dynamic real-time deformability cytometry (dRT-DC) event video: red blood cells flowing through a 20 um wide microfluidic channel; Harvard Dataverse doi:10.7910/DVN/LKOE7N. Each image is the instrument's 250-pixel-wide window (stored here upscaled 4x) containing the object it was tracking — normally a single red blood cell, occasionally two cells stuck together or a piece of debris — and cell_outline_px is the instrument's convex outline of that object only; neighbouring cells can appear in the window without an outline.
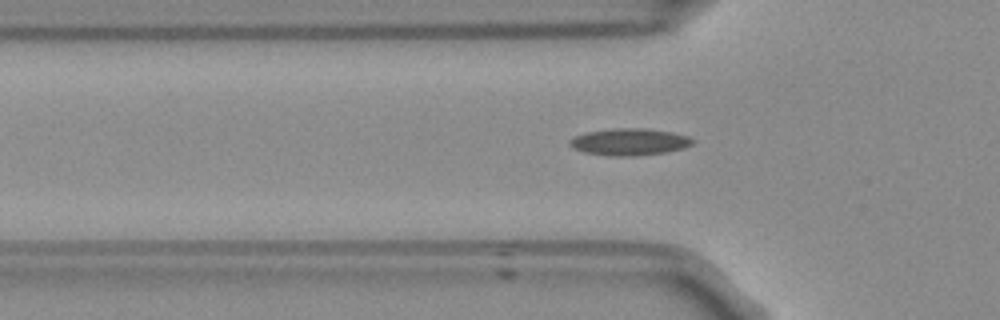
{"species": "Egyptian fruit bat (a non-hibernating species)", "species_latin": "Rousettus aegyptiacus", "temperature_condition": "room temperature", "stored_images_in_passage": 32, "camera_frame_rate_fps": 3000, "um_per_image_px": 0.085, "frame": {"image": 1, "passage_image": 3, "time_ms": 0.667, "image_size_px": [1000, 320], "cell_outline_px": [[696, 140], [692, 144], [684, 148], [664, 152], [636, 156], [612, 156], [584, 152], [572, 148], [568, 144], [568, 140], [572, 136], [588, 132], [612, 128], [648, 128], [672, 132], [688, 136]], "centroid_in_image_um": [53.48, 12.05], "position_along_channel_um": 72.3, "area_um2": 19.48}}
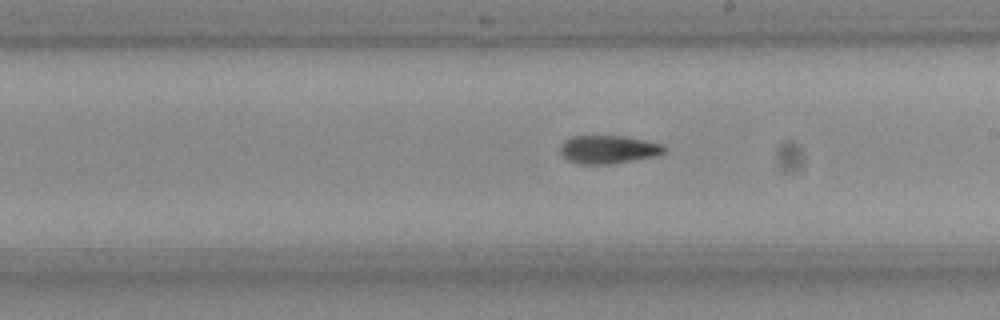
{"frame": {"image": 2, "passage_image": 16, "time_ms": 5.0, "image_size_px": [1000, 320], "cell_outline_px": [[668, 148], [664, 152], [656, 156], [608, 164], [580, 164], [568, 160], [560, 152], [560, 144], [564, 140], [572, 136], [628, 136], [664, 144]], "centroid_in_image_um": [51.73, 12.69], "position_along_channel_um": 237.3, "area_um2": 17.22}}
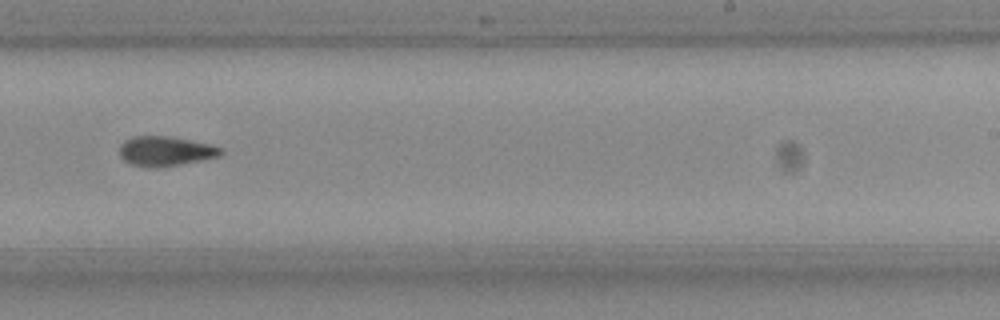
{"frame": {"image": 3, "passage_image": 19, "time_ms": 6.0, "image_size_px": [1000, 320], "cell_outline_px": [[224, 152], [220, 156], [180, 164], [152, 168], [132, 164], [124, 160], [120, 156], [120, 144], [124, 140], [132, 136], [168, 136], [212, 144], [220, 148]], "centroid_in_image_um": [14.05, 12.83], "position_along_channel_um": 274.9, "area_um2": 17.46}}